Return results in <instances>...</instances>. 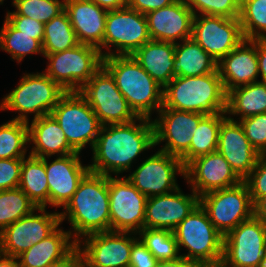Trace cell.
<instances>
[{"label": "cell", "instance_id": "obj_1", "mask_svg": "<svg viewBox=\"0 0 266 267\" xmlns=\"http://www.w3.org/2000/svg\"><path fill=\"white\" fill-rule=\"evenodd\" d=\"M125 124L104 125L93 147V164L90 172L111 176L131 168V163L142 151L155 146L154 124L139 117ZM108 126V127H107Z\"/></svg>", "mask_w": 266, "mask_h": 267}, {"label": "cell", "instance_id": "obj_2", "mask_svg": "<svg viewBox=\"0 0 266 267\" xmlns=\"http://www.w3.org/2000/svg\"><path fill=\"white\" fill-rule=\"evenodd\" d=\"M63 209L60 222L68 216L75 243L81 236L110 231L108 176L89 171Z\"/></svg>", "mask_w": 266, "mask_h": 267}, {"label": "cell", "instance_id": "obj_3", "mask_svg": "<svg viewBox=\"0 0 266 267\" xmlns=\"http://www.w3.org/2000/svg\"><path fill=\"white\" fill-rule=\"evenodd\" d=\"M102 66L114 78L117 88L138 117L150 119L152 110L163 106V88L132 57L111 55L103 57Z\"/></svg>", "mask_w": 266, "mask_h": 267}, {"label": "cell", "instance_id": "obj_4", "mask_svg": "<svg viewBox=\"0 0 266 267\" xmlns=\"http://www.w3.org/2000/svg\"><path fill=\"white\" fill-rule=\"evenodd\" d=\"M163 89L162 108L204 115L226 112L227 93L218 71L202 76H175Z\"/></svg>", "mask_w": 266, "mask_h": 267}, {"label": "cell", "instance_id": "obj_5", "mask_svg": "<svg viewBox=\"0 0 266 267\" xmlns=\"http://www.w3.org/2000/svg\"><path fill=\"white\" fill-rule=\"evenodd\" d=\"M178 249L186 247L188 254L181 257L195 261L202 267H219L223 256V235L209 220L200 203L173 230Z\"/></svg>", "mask_w": 266, "mask_h": 267}, {"label": "cell", "instance_id": "obj_6", "mask_svg": "<svg viewBox=\"0 0 266 267\" xmlns=\"http://www.w3.org/2000/svg\"><path fill=\"white\" fill-rule=\"evenodd\" d=\"M66 91L44 72L26 74L19 85L3 99L1 110L20 111L13 120L29 123L27 113H34V119L50 115Z\"/></svg>", "mask_w": 266, "mask_h": 267}, {"label": "cell", "instance_id": "obj_7", "mask_svg": "<svg viewBox=\"0 0 266 267\" xmlns=\"http://www.w3.org/2000/svg\"><path fill=\"white\" fill-rule=\"evenodd\" d=\"M51 115L62 128L68 144L76 152L80 153L88 142L93 149L102 125L78 91L66 92L53 108Z\"/></svg>", "mask_w": 266, "mask_h": 267}, {"label": "cell", "instance_id": "obj_8", "mask_svg": "<svg viewBox=\"0 0 266 267\" xmlns=\"http://www.w3.org/2000/svg\"><path fill=\"white\" fill-rule=\"evenodd\" d=\"M44 56L50 62L44 73L66 92L79 91L102 67L103 60L98 48L81 43Z\"/></svg>", "mask_w": 266, "mask_h": 267}, {"label": "cell", "instance_id": "obj_9", "mask_svg": "<svg viewBox=\"0 0 266 267\" xmlns=\"http://www.w3.org/2000/svg\"><path fill=\"white\" fill-rule=\"evenodd\" d=\"M78 92L91 106L102 126L125 124L139 118L103 66Z\"/></svg>", "mask_w": 266, "mask_h": 267}, {"label": "cell", "instance_id": "obj_10", "mask_svg": "<svg viewBox=\"0 0 266 267\" xmlns=\"http://www.w3.org/2000/svg\"><path fill=\"white\" fill-rule=\"evenodd\" d=\"M199 203L223 236L254 215L253 203L245 181L206 193L199 197Z\"/></svg>", "mask_w": 266, "mask_h": 267}, {"label": "cell", "instance_id": "obj_11", "mask_svg": "<svg viewBox=\"0 0 266 267\" xmlns=\"http://www.w3.org/2000/svg\"><path fill=\"white\" fill-rule=\"evenodd\" d=\"M266 252V225L254 215L223 237L219 267H258Z\"/></svg>", "mask_w": 266, "mask_h": 267}, {"label": "cell", "instance_id": "obj_12", "mask_svg": "<svg viewBox=\"0 0 266 267\" xmlns=\"http://www.w3.org/2000/svg\"><path fill=\"white\" fill-rule=\"evenodd\" d=\"M146 16L127 5L107 12L102 45L98 48L102 57L111 55H132L150 41ZM116 46L117 51L102 53L101 47Z\"/></svg>", "mask_w": 266, "mask_h": 267}, {"label": "cell", "instance_id": "obj_13", "mask_svg": "<svg viewBox=\"0 0 266 267\" xmlns=\"http://www.w3.org/2000/svg\"><path fill=\"white\" fill-rule=\"evenodd\" d=\"M108 186L110 231L139 233L144 228L148 198L124 177L108 176Z\"/></svg>", "mask_w": 266, "mask_h": 267}, {"label": "cell", "instance_id": "obj_14", "mask_svg": "<svg viewBox=\"0 0 266 267\" xmlns=\"http://www.w3.org/2000/svg\"><path fill=\"white\" fill-rule=\"evenodd\" d=\"M194 15L191 38L218 63L245 38L239 18Z\"/></svg>", "mask_w": 266, "mask_h": 267}, {"label": "cell", "instance_id": "obj_15", "mask_svg": "<svg viewBox=\"0 0 266 267\" xmlns=\"http://www.w3.org/2000/svg\"><path fill=\"white\" fill-rule=\"evenodd\" d=\"M40 215L22 217L0 232V254L16 258L33 244L50 235L60 225L59 213H47L45 207H38Z\"/></svg>", "mask_w": 266, "mask_h": 267}, {"label": "cell", "instance_id": "obj_16", "mask_svg": "<svg viewBox=\"0 0 266 267\" xmlns=\"http://www.w3.org/2000/svg\"><path fill=\"white\" fill-rule=\"evenodd\" d=\"M129 232L104 231L86 236L84 248L80 249V267H129L133 244L138 238H132Z\"/></svg>", "mask_w": 266, "mask_h": 267}, {"label": "cell", "instance_id": "obj_17", "mask_svg": "<svg viewBox=\"0 0 266 267\" xmlns=\"http://www.w3.org/2000/svg\"><path fill=\"white\" fill-rule=\"evenodd\" d=\"M176 171L185 176L181 159L159 151L146 159L127 179L147 198L174 192Z\"/></svg>", "mask_w": 266, "mask_h": 267}, {"label": "cell", "instance_id": "obj_18", "mask_svg": "<svg viewBox=\"0 0 266 267\" xmlns=\"http://www.w3.org/2000/svg\"><path fill=\"white\" fill-rule=\"evenodd\" d=\"M159 119L153 121L155 146L167 141L160 150L181 159L189 150L192 135L205 116L196 112L161 108Z\"/></svg>", "mask_w": 266, "mask_h": 267}, {"label": "cell", "instance_id": "obj_19", "mask_svg": "<svg viewBox=\"0 0 266 267\" xmlns=\"http://www.w3.org/2000/svg\"><path fill=\"white\" fill-rule=\"evenodd\" d=\"M185 179L199 197L216 190L229 188L242 180L219 152L199 156L185 166Z\"/></svg>", "mask_w": 266, "mask_h": 267}, {"label": "cell", "instance_id": "obj_20", "mask_svg": "<svg viewBox=\"0 0 266 267\" xmlns=\"http://www.w3.org/2000/svg\"><path fill=\"white\" fill-rule=\"evenodd\" d=\"M217 152L225 158L242 181L250 175L260 156L245 136L240 122L229 117L220 125Z\"/></svg>", "mask_w": 266, "mask_h": 267}, {"label": "cell", "instance_id": "obj_21", "mask_svg": "<svg viewBox=\"0 0 266 267\" xmlns=\"http://www.w3.org/2000/svg\"><path fill=\"white\" fill-rule=\"evenodd\" d=\"M184 195L180 188L174 193L152 196L147 199L144 228L173 231L199 204V196Z\"/></svg>", "mask_w": 266, "mask_h": 267}, {"label": "cell", "instance_id": "obj_22", "mask_svg": "<svg viewBox=\"0 0 266 267\" xmlns=\"http://www.w3.org/2000/svg\"><path fill=\"white\" fill-rule=\"evenodd\" d=\"M79 154L77 152L59 156L50 164L46 158H43L50 205L64 207L76 192L80 181L90 171L89 166H82Z\"/></svg>", "mask_w": 266, "mask_h": 267}, {"label": "cell", "instance_id": "obj_23", "mask_svg": "<svg viewBox=\"0 0 266 267\" xmlns=\"http://www.w3.org/2000/svg\"><path fill=\"white\" fill-rule=\"evenodd\" d=\"M151 40L176 43L191 38L194 13L185 0L145 14Z\"/></svg>", "mask_w": 266, "mask_h": 267}, {"label": "cell", "instance_id": "obj_24", "mask_svg": "<svg viewBox=\"0 0 266 267\" xmlns=\"http://www.w3.org/2000/svg\"><path fill=\"white\" fill-rule=\"evenodd\" d=\"M217 70L226 93L233 88L258 82L257 39H244L217 63Z\"/></svg>", "mask_w": 266, "mask_h": 267}, {"label": "cell", "instance_id": "obj_25", "mask_svg": "<svg viewBox=\"0 0 266 267\" xmlns=\"http://www.w3.org/2000/svg\"><path fill=\"white\" fill-rule=\"evenodd\" d=\"M64 1V10L79 43L99 48L104 39L108 11L89 0Z\"/></svg>", "mask_w": 266, "mask_h": 267}, {"label": "cell", "instance_id": "obj_26", "mask_svg": "<svg viewBox=\"0 0 266 267\" xmlns=\"http://www.w3.org/2000/svg\"><path fill=\"white\" fill-rule=\"evenodd\" d=\"M28 128L29 142L35 144L30 155L48 158L56 153L60 156L77 153L68 144L62 128L51 114L33 119Z\"/></svg>", "mask_w": 266, "mask_h": 267}, {"label": "cell", "instance_id": "obj_27", "mask_svg": "<svg viewBox=\"0 0 266 267\" xmlns=\"http://www.w3.org/2000/svg\"><path fill=\"white\" fill-rule=\"evenodd\" d=\"M132 57L162 88L175 77V43L150 40L137 49Z\"/></svg>", "mask_w": 266, "mask_h": 267}, {"label": "cell", "instance_id": "obj_28", "mask_svg": "<svg viewBox=\"0 0 266 267\" xmlns=\"http://www.w3.org/2000/svg\"><path fill=\"white\" fill-rule=\"evenodd\" d=\"M71 231L56 228L50 235L33 244L28 250L16 257L20 267H45L50 263L64 259L76 246L70 243Z\"/></svg>", "mask_w": 266, "mask_h": 267}, {"label": "cell", "instance_id": "obj_29", "mask_svg": "<svg viewBox=\"0 0 266 267\" xmlns=\"http://www.w3.org/2000/svg\"><path fill=\"white\" fill-rule=\"evenodd\" d=\"M175 76H202L217 70V62L192 38L175 43Z\"/></svg>", "mask_w": 266, "mask_h": 267}, {"label": "cell", "instance_id": "obj_30", "mask_svg": "<svg viewBox=\"0 0 266 267\" xmlns=\"http://www.w3.org/2000/svg\"><path fill=\"white\" fill-rule=\"evenodd\" d=\"M226 113L241 119L266 113V83L258 81L227 92Z\"/></svg>", "mask_w": 266, "mask_h": 267}, {"label": "cell", "instance_id": "obj_31", "mask_svg": "<svg viewBox=\"0 0 266 267\" xmlns=\"http://www.w3.org/2000/svg\"><path fill=\"white\" fill-rule=\"evenodd\" d=\"M37 207L49 203V186L43 158L29 155L22 161L20 182L18 186Z\"/></svg>", "mask_w": 266, "mask_h": 267}, {"label": "cell", "instance_id": "obj_32", "mask_svg": "<svg viewBox=\"0 0 266 267\" xmlns=\"http://www.w3.org/2000/svg\"><path fill=\"white\" fill-rule=\"evenodd\" d=\"M224 114L226 112L208 114L200 120L196 132L192 135L190 148L181 158L184 166L199 156L217 151L219 128L227 117Z\"/></svg>", "mask_w": 266, "mask_h": 267}, {"label": "cell", "instance_id": "obj_33", "mask_svg": "<svg viewBox=\"0 0 266 267\" xmlns=\"http://www.w3.org/2000/svg\"><path fill=\"white\" fill-rule=\"evenodd\" d=\"M80 44L65 10L44 24L43 55L71 49Z\"/></svg>", "mask_w": 266, "mask_h": 267}, {"label": "cell", "instance_id": "obj_34", "mask_svg": "<svg viewBox=\"0 0 266 267\" xmlns=\"http://www.w3.org/2000/svg\"><path fill=\"white\" fill-rule=\"evenodd\" d=\"M29 123L11 120L0 126V159H23L29 142Z\"/></svg>", "mask_w": 266, "mask_h": 267}, {"label": "cell", "instance_id": "obj_35", "mask_svg": "<svg viewBox=\"0 0 266 267\" xmlns=\"http://www.w3.org/2000/svg\"><path fill=\"white\" fill-rule=\"evenodd\" d=\"M37 208L19 187L0 191V232Z\"/></svg>", "mask_w": 266, "mask_h": 267}, {"label": "cell", "instance_id": "obj_36", "mask_svg": "<svg viewBox=\"0 0 266 267\" xmlns=\"http://www.w3.org/2000/svg\"><path fill=\"white\" fill-rule=\"evenodd\" d=\"M0 48L11 54L18 62L27 54H43L42 44L19 30H16L6 19L0 31Z\"/></svg>", "mask_w": 266, "mask_h": 267}, {"label": "cell", "instance_id": "obj_37", "mask_svg": "<svg viewBox=\"0 0 266 267\" xmlns=\"http://www.w3.org/2000/svg\"><path fill=\"white\" fill-rule=\"evenodd\" d=\"M239 21L245 39H266V0H241Z\"/></svg>", "mask_w": 266, "mask_h": 267}, {"label": "cell", "instance_id": "obj_38", "mask_svg": "<svg viewBox=\"0 0 266 267\" xmlns=\"http://www.w3.org/2000/svg\"><path fill=\"white\" fill-rule=\"evenodd\" d=\"M139 235L142 236V243L158 261L174 260L180 257L173 231L143 228Z\"/></svg>", "mask_w": 266, "mask_h": 267}, {"label": "cell", "instance_id": "obj_39", "mask_svg": "<svg viewBox=\"0 0 266 267\" xmlns=\"http://www.w3.org/2000/svg\"><path fill=\"white\" fill-rule=\"evenodd\" d=\"M64 0H13L15 12L7 15H22L47 23L64 10Z\"/></svg>", "mask_w": 266, "mask_h": 267}, {"label": "cell", "instance_id": "obj_40", "mask_svg": "<svg viewBox=\"0 0 266 267\" xmlns=\"http://www.w3.org/2000/svg\"><path fill=\"white\" fill-rule=\"evenodd\" d=\"M188 7L196 15L198 10L202 15L239 18L241 0H185ZM195 8V9H194Z\"/></svg>", "mask_w": 266, "mask_h": 267}, {"label": "cell", "instance_id": "obj_41", "mask_svg": "<svg viewBox=\"0 0 266 267\" xmlns=\"http://www.w3.org/2000/svg\"><path fill=\"white\" fill-rule=\"evenodd\" d=\"M245 136L260 155H266V113L239 120Z\"/></svg>", "mask_w": 266, "mask_h": 267}, {"label": "cell", "instance_id": "obj_42", "mask_svg": "<svg viewBox=\"0 0 266 267\" xmlns=\"http://www.w3.org/2000/svg\"><path fill=\"white\" fill-rule=\"evenodd\" d=\"M249 188L253 205L266 195V155H260L254 169L244 180Z\"/></svg>", "mask_w": 266, "mask_h": 267}, {"label": "cell", "instance_id": "obj_43", "mask_svg": "<svg viewBox=\"0 0 266 267\" xmlns=\"http://www.w3.org/2000/svg\"><path fill=\"white\" fill-rule=\"evenodd\" d=\"M23 159H0V191L17 188Z\"/></svg>", "mask_w": 266, "mask_h": 267}, {"label": "cell", "instance_id": "obj_44", "mask_svg": "<svg viewBox=\"0 0 266 267\" xmlns=\"http://www.w3.org/2000/svg\"><path fill=\"white\" fill-rule=\"evenodd\" d=\"M6 20L16 29L26 35H31L41 44L44 39V23L22 15H7Z\"/></svg>", "mask_w": 266, "mask_h": 267}, {"label": "cell", "instance_id": "obj_45", "mask_svg": "<svg viewBox=\"0 0 266 267\" xmlns=\"http://www.w3.org/2000/svg\"><path fill=\"white\" fill-rule=\"evenodd\" d=\"M139 240L132 246L129 267H156L158 260Z\"/></svg>", "mask_w": 266, "mask_h": 267}, {"label": "cell", "instance_id": "obj_46", "mask_svg": "<svg viewBox=\"0 0 266 267\" xmlns=\"http://www.w3.org/2000/svg\"><path fill=\"white\" fill-rule=\"evenodd\" d=\"M176 0H126V5L142 14L171 5Z\"/></svg>", "mask_w": 266, "mask_h": 267}, {"label": "cell", "instance_id": "obj_47", "mask_svg": "<svg viewBox=\"0 0 266 267\" xmlns=\"http://www.w3.org/2000/svg\"><path fill=\"white\" fill-rule=\"evenodd\" d=\"M45 267H80L78 246H76L64 259L50 263Z\"/></svg>", "mask_w": 266, "mask_h": 267}, {"label": "cell", "instance_id": "obj_48", "mask_svg": "<svg viewBox=\"0 0 266 267\" xmlns=\"http://www.w3.org/2000/svg\"><path fill=\"white\" fill-rule=\"evenodd\" d=\"M257 60L261 82L266 83V39H257Z\"/></svg>", "mask_w": 266, "mask_h": 267}, {"label": "cell", "instance_id": "obj_49", "mask_svg": "<svg viewBox=\"0 0 266 267\" xmlns=\"http://www.w3.org/2000/svg\"><path fill=\"white\" fill-rule=\"evenodd\" d=\"M156 267H202L199 263L179 257L174 260L158 261Z\"/></svg>", "mask_w": 266, "mask_h": 267}, {"label": "cell", "instance_id": "obj_50", "mask_svg": "<svg viewBox=\"0 0 266 267\" xmlns=\"http://www.w3.org/2000/svg\"><path fill=\"white\" fill-rule=\"evenodd\" d=\"M89 1L96 3L99 7L105 9L106 11L121 9L126 6V0H89Z\"/></svg>", "mask_w": 266, "mask_h": 267}, {"label": "cell", "instance_id": "obj_51", "mask_svg": "<svg viewBox=\"0 0 266 267\" xmlns=\"http://www.w3.org/2000/svg\"><path fill=\"white\" fill-rule=\"evenodd\" d=\"M254 216L266 225V195L261 197L254 205Z\"/></svg>", "mask_w": 266, "mask_h": 267}, {"label": "cell", "instance_id": "obj_52", "mask_svg": "<svg viewBox=\"0 0 266 267\" xmlns=\"http://www.w3.org/2000/svg\"><path fill=\"white\" fill-rule=\"evenodd\" d=\"M0 267H20V266L16 258L6 257L0 254Z\"/></svg>", "mask_w": 266, "mask_h": 267}, {"label": "cell", "instance_id": "obj_53", "mask_svg": "<svg viewBox=\"0 0 266 267\" xmlns=\"http://www.w3.org/2000/svg\"><path fill=\"white\" fill-rule=\"evenodd\" d=\"M258 267H266V252L263 259L259 262Z\"/></svg>", "mask_w": 266, "mask_h": 267}]
</instances>
